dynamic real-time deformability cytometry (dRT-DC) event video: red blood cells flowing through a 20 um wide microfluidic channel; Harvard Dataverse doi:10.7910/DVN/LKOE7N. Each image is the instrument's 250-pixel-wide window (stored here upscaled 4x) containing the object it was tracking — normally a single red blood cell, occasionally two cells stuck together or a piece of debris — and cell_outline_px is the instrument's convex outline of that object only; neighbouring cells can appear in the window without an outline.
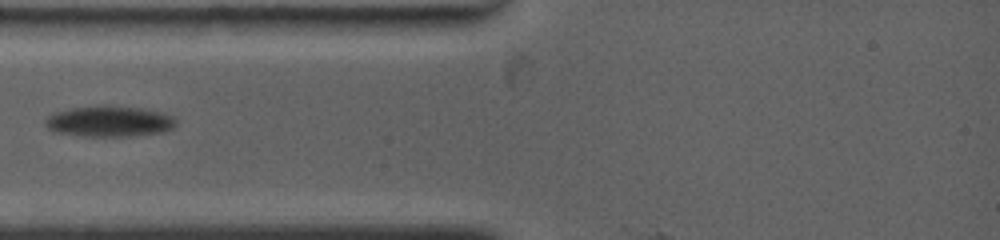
{"species": "common noctule bat (a hibernating species)", "species_latin": "Nyctalus noctula", "temperature_condition": "warm", "stored_images_in_passage": 3, "camera_frame_rate_fps": 4500, "um_per_image_px": 0.085, "animal": {"sex": "female", "body_mass_g": 19.0, "forearm_length_mm": 53.3}, "frame": {"image": 1, "passage_image": 2, "time_ms": 1.111, "image_size_px": [1000, 240], "cell_outline_px": [[176, 124], [172, 128], [164, 132], [128, 136], [80, 136], [52, 132], [44, 124], [44, 120], [52, 112], [68, 108], [100, 104], [108, 104], [140, 108], [164, 112], [172, 116], [176, 120]], "centroid_in_image_um": [9.24, 10.29], "position_along_channel_um": 75.8, "area_um2": 24.16}}